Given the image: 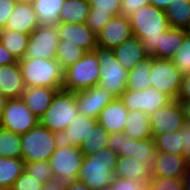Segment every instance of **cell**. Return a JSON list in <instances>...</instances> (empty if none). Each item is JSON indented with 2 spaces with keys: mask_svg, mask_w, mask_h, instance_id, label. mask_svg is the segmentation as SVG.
I'll use <instances>...</instances> for the list:
<instances>
[{
  "mask_svg": "<svg viewBox=\"0 0 190 190\" xmlns=\"http://www.w3.org/2000/svg\"><path fill=\"white\" fill-rule=\"evenodd\" d=\"M18 63L26 87L62 88L64 71L56 59L23 58Z\"/></svg>",
  "mask_w": 190,
  "mask_h": 190,
  "instance_id": "3",
  "label": "cell"
},
{
  "mask_svg": "<svg viewBox=\"0 0 190 190\" xmlns=\"http://www.w3.org/2000/svg\"><path fill=\"white\" fill-rule=\"evenodd\" d=\"M24 172L29 176H34L35 179H38L43 184L55 177L49 160L25 163Z\"/></svg>",
  "mask_w": 190,
  "mask_h": 190,
  "instance_id": "38",
  "label": "cell"
},
{
  "mask_svg": "<svg viewBox=\"0 0 190 190\" xmlns=\"http://www.w3.org/2000/svg\"><path fill=\"white\" fill-rule=\"evenodd\" d=\"M183 190H190V164H187L185 173L182 177Z\"/></svg>",
  "mask_w": 190,
  "mask_h": 190,
  "instance_id": "52",
  "label": "cell"
},
{
  "mask_svg": "<svg viewBox=\"0 0 190 190\" xmlns=\"http://www.w3.org/2000/svg\"><path fill=\"white\" fill-rule=\"evenodd\" d=\"M113 50L115 52V58L127 71L132 70L140 60L150 55L142 45L141 40L134 35Z\"/></svg>",
  "mask_w": 190,
  "mask_h": 190,
  "instance_id": "23",
  "label": "cell"
},
{
  "mask_svg": "<svg viewBox=\"0 0 190 190\" xmlns=\"http://www.w3.org/2000/svg\"><path fill=\"white\" fill-rule=\"evenodd\" d=\"M82 160L83 154L79 146H69L57 147L50 156L49 162L55 177L71 182L77 180Z\"/></svg>",
  "mask_w": 190,
  "mask_h": 190,
  "instance_id": "12",
  "label": "cell"
},
{
  "mask_svg": "<svg viewBox=\"0 0 190 190\" xmlns=\"http://www.w3.org/2000/svg\"><path fill=\"white\" fill-rule=\"evenodd\" d=\"M150 4L149 0H121V15L129 17L142 6Z\"/></svg>",
  "mask_w": 190,
  "mask_h": 190,
  "instance_id": "45",
  "label": "cell"
},
{
  "mask_svg": "<svg viewBox=\"0 0 190 190\" xmlns=\"http://www.w3.org/2000/svg\"><path fill=\"white\" fill-rule=\"evenodd\" d=\"M111 185L114 190H149L150 177H145L137 181L121 177H113Z\"/></svg>",
  "mask_w": 190,
  "mask_h": 190,
  "instance_id": "41",
  "label": "cell"
},
{
  "mask_svg": "<svg viewBox=\"0 0 190 190\" xmlns=\"http://www.w3.org/2000/svg\"><path fill=\"white\" fill-rule=\"evenodd\" d=\"M17 59L0 42V66L17 63Z\"/></svg>",
  "mask_w": 190,
  "mask_h": 190,
  "instance_id": "50",
  "label": "cell"
},
{
  "mask_svg": "<svg viewBox=\"0 0 190 190\" xmlns=\"http://www.w3.org/2000/svg\"><path fill=\"white\" fill-rule=\"evenodd\" d=\"M90 7L88 0H65L58 23H86Z\"/></svg>",
  "mask_w": 190,
  "mask_h": 190,
  "instance_id": "28",
  "label": "cell"
},
{
  "mask_svg": "<svg viewBox=\"0 0 190 190\" xmlns=\"http://www.w3.org/2000/svg\"><path fill=\"white\" fill-rule=\"evenodd\" d=\"M0 42L17 59V61H20L26 55L29 44V35L10 29H1Z\"/></svg>",
  "mask_w": 190,
  "mask_h": 190,
  "instance_id": "31",
  "label": "cell"
},
{
  "mask_svg": "<svg viewBox=\"0 0 190 190\" xmlns=\"http://www.w3.org/2000/svg\"><path fill=\"white\" fill-rule=\"evenodd\" d=\"M132 34L129 17L113 16L97 35L98 46L114 49L129 39Z\"/></svg>",
  "mask_w": 190,
  "mask_h": 190,
  "instance_id": "17",
  "label": "cell"
},
{
  "mask_svg": "<svg viewBox=\"0 0 190 190\" xmlns=\"http://www.w3.org/2000/svg\"><path fill=\"white\" fill-rule=\"evenodd\" d=\"M180 104L183 109L185 123L190 124V101H180Z\"/></svg>",
  "mask_w": 190,
  "mask_h": 190,
  "instance_id": "53",
  "label": "cell"
},
{
  "mask_svg": "<svg viewBox=\"0 0 190 190\" xmlns=\"http://www.w3.org/2000/svg\"><path fill=\"white\" fill-rule=\"evenodd\" d=\"M114 177L137 181L145 177H151V174L150 169L139 159L129 156H119Z\"/></svg>",
  "mask_w": 190,
  "mask_h": 190,
  "instance_id": "27",
  "label": "cell"
},
{
  "mask_svg": "<svg viewBox=\"0 0 190 190\" xmlns=\"http://www.w3.org/2000/svg\"><path fill=\"white\" fill-rule=\"evenodd\" d=\"M178 101H190V74L183 76Z\"/></svg>",
  "mask_w": 190,
  "mask_h": 190,
  "instance_id": "48",
  "label": "cell"
},
{
  "mask_svg": "<svg viewBox=\"0 0 190 190\" xmlns=\"http://www.w3.org/2000/svg\"><path fill=\"white\" fill-rule=\"evenodd\" d=\"M154 141L157 151L182 155L184 142L180 130L156 135Z\"/></svg>",
  "mask_w": 190,
  "mask_h": 190,
  "instance_id": "36",
  "label": "cell"
},
{
  "mask_svg": "<svg viewBox=\"0 0 190 190\" xmlns=\"http://www.w3.org/2000/svg\"><path fill=\"white\" fill-rule=\"evenodd\" d=\"M116 97L99 85L76 92L78 113L98 119L101 110Z\"/></svg>",
  "mask_w": 190,
  "mask_h": 190,
  "instance_id": "15",
  "label": "cell"
},
{
  "mask_svg": "<svg viewBox=\"0 0 190 190\" xmlns=\"http://www.w3.org/2000/svg\"><path fill=\"white\" fill-rule=\"evenodd\" d=\"M91 7L96 11L110 12L113 16L121 15V0H88Z\"/></svg>",
  "mask_w": 190,
  "mask_h": 190,
  "instance_id": "44",
  "label": "cell"
},
{
  "mask_svg": "<svg viewBox=\"0 0 190 190\" xmlns=\"http://www.w3.org/2000/svg\"><path fill=\"white\" fill-rule=\"evenodd\" d=\"M25 88L18 62L0 66V93L6 99L21 98Z\"/></svg>",
  "mask_w": 190,
  "mask_h": 190,
  "instance_id": "21",
  "label": "cell"
},
{
  "mask_svg": "<svg viewBox=\"0 0 190 190\" xmlns=\"http://www.w3.org/2000/svg\"><path fill=\"white\" fill-rule=\"evenodd\" d=\"M96 190H114L113 186L111 184L103 186L102 188L96 189Z\"/></svg>",
  "mask_w": 190,
  "mask_h": 190,
  "instance_id": "56",
  "label": "cell"
},
{
  "mask_svg": "<svg viewBox=\"0 0 190 190\" xmlns=\"http://www.w3.org/2000/svg\"><path fill=\"white\" fill-rule=\"evenodd\" d=\"M113 15L110 12L96 11V7H90L89 15L86 20V25L96 34L112 19Z\"/></svg>",
  "mask_w": 190,
  "mask_h": 190,
  "instance_id": "40",
  "label": "cell"
},
{
  "mask_svg": "<svg viewBox=\"0 0 190 190\" xmlns=\"http://www.w3.org/2000/svg\"><path fill=\"white\" fill-rule=\"evenodd\" d=\"M67 183L68 182L61 180L60 178L53 177L51 180L43 184L41 190H65Z\"/></svg>",
  "mask_w": 190,
  "mask_h": 190,
  "instance_id": "49",
  "label": "cell"
},
{
  "mask_svg": "<svg viewBox=\"0 0 190 190\" xmlns=\"http://www.w3.org/2000/svg\"><path fill=\"white\" fill-rule=\"evenodd\" d=\"M110 133L98 121L90 129L89 134L79 146L83 156L93 155L109 146Z\"/></svg>",
  "mask_w": 190,
  "mask_h": 190,
  "instance_id": "30",
  "label": "cell"
},
{
  "mask_svg": "<svg viewBox=\"0 0 190 190\" xmlns=\"http://www.w3.org/2000/svg\"><path fill=\"white\" fill-rule=\"evenodd\" d=\"M149 116L153 138L165 132L178 131L185 124L183 109L178 100H172Z\"/></svg>",
  "mask_w": 190,
  "mask_h": 190,
  "instance_id": "14",
  "label": "cell"
},
{
  "mask_svg": "<svg viewBox=\"0 0 190 190\" xmlns=\"http://www.w3.org/2000/svg\"><path fill=\"white\" fill-rule=\"evenodd\" d=\"M39 124V118L36 117L21 98L7 99L4 110L1 127L15 134H25Z\"/></svg>",
  "mask_w": 190,
  "mask_h": 190,
  "instance_id": "10",
  "label": "cell"
},
{
  "mask_svg": "<svg viewBox=\"0 0 190 190\" xmlns=\"http://www.w3.org/2000/svg\"><path fill=\"white\" fill-rule=\"evenodd\" d=\"M65 0H34L33 7L37 13L40 26L58 24L61 7Z\"/></svg>",
  "mask_w": 190,
  "mask_h": 190,
  "instance_id": "33",
  "label": "cell"
},
{
  "mask_svg": "<svg viewBox=\"0 0 190 190\" xmlns=\"http://www.w3.org/2000/svg\"><path fill=\"white\" fill-rule=\"evenodd\" d=\"M16 3H30L33 4L34 0H14Z\"/></svg>",
  "mask_w": 190,
  "mask_h": 190,
  "instance_id": "57",
  "label": "cell"
},
{
  "mask_svg": "<svg viewBox=\"0 0 190 190\" xmlns=\"http://www.w3.org/2000/svg\"><path fill=\"white\" fill-rule=\"evenodd\" d=\"M60 40L77 44L86 52L98 46L97 35L85 23H58Z\"/></svg>",
  "mask_w": 190,
  "mask_h": 190,
  "instance_id": "18",
  "label": "cell"
},
{
  "mask_svg": "<svg viewBox=\"0 0 190 190\" xmlns=\"http://www.w3.org/2000/svg\"><path fill=\"white\" fill-rule=\"evenodd\" d=\"M184 30H185L186 35H187L188 37H190V21H189L187 27H186Z\"/></svg>",
  "mask_w": 190,
  "mask_h": 190,
  "instance_id": "58",
  "label": "cell"
},
{
  "mask_svg": "<svg viewBox=\"0 0 190 190\" xmlns=\"http://www.w3.org/2000/svg\"><path fill=\"white\" fill-rule=\"evenodd\" d=\"M124 133L131 139L152 138L150 116L140 110L128 111Z\"/></svg>",
  "mask_w": 190,
  "mask_h": 190,
  "instance_id": "26",
  "label": "cell"
},
{
  "mask_svg": "<svg viewBox=\"0 0 190 190\" xmlns=\"http://www.w3.org/2000/svg\"><path fill=\"white\" fill-rule=\"evenodd\" d=\"M63 88L26 87L21 99L30 109L32 114L40 118L52 104L56 93Z\"/></svg>",
  "mask_w": 190,
  "mask_h": 190,
  "instance_id": "22",
  "label": "cell"
},
{
  "mask_svg": "<svg viewBox=\"0 0 190 190\" xmlns=\"http://www.w3.org/2000/svg\"><path fill=\"white\" fill-rule=\"evenodd\" d=\"M96 122L97 119L78 113L65 130L54 133L56 147L80 146Z\"/></svg>",
  "mask_w": 190,
  "mask_h": 190,
  "instance_id": "16",
  "label": "cell"
},
{
  "mask_svg": "<svg viewBox=\"0 0 190 190\" xmlns=\"http://www.w3.org/2000/svg\"><path fill=\"white\" fill-rule=\"evenodd\" d=\"M164 13L170 28L185 29L190 21V0H173Z\"/></svg>",
  "mask_w": 190,
  "mask_h": 190,
  "instance_id": "34",
  "label": "cell"
},
{
  "mask_svg": "<svg viewBox=\"0 0 190 190\" xmlns=\"http://www.w3.org/2000/svg\"><path fill=\"white\" fill-rule=\"evenodd\" d=\"M120 99L128 111L140 110L147 115L154 113L157 109L172 101L167 95L153 87L141 91L125 89Z\"/></svg>",
  "mask_w": 190,
  "mask_h": 190,
  "instance_id": "13",
  "label": "cell"
},
{
  "mask_svg": "<svg viewBox=\"0 0 190 190\" xmlns=\"http://www.w3.org/2000/svg\"><path fill=\"white\" fill-rule=\"evenodd\" d=\"M0 156L21 158V135L0 126Z\"/></svg>",
  "mask_w": 190,
  "mask_h": 190,
  "instance_id": "37",
  "label": "cell"
},
{
  "mask_svg": "<svg viewBox=\"0 0 190 190\" xmlns=\"http://www.w3.org/2000/svg\"><path fill=\"white\" fill-rule=\"evenodd\" d=\"M128 110L120 98H115L102 110L97 121L104 126L109 133L124 132Z\"/></svg>",
  "mask_w": 190,
  "mask_h": 190,
  "instance_id": "24",
  "label": "cell"
},
{
  "mask_svg": "<svg viewBox=\"0 0 190 190\" xmlns=\"http://www.w3.org/2000/svg\"><path fill=\"white\" fill-rule=\"evenodd\" d=\"M85 53L86 51L77 44H72L68 40H59L56 60L64 71L79 61Z\"/></svg>",
  "mask_w": 190,
  "mask_h": 190,
  "instance_id": "35",
  "label": "cell"
},
{
  "mask_svg": "<svg viewBox=\"0 0 190 190\" xmlns=\"http://www.w3.org/2000/svg\"><path fill=\"white\" fill-rule=\"evenodd\" d=\"M100 78L99 63L94 51L84 56L63 72V86L67 91L77 92L98 85Z\"/></svg>",
  "mask_w": 190,
  "mask_h": 190,
  "instance_id": "6",
  "label": "cell"
},
{
  "mask_svg": "<svg viewBox=\"0 0 190 190\" xmlns=\"http://www.w3.org/2000/svg\"><path fill=\"white\" fill-rule=\"evenodd\" d=\"M186 160L182 155L157 151L154 166L150 170L151 177L182 178L186 170Z\"/></svg>",
  "mask_w": 190,
  "mask_h": 190,
  "instance_id": "19",
  "label": "cell"
},
{
  "mask_svg": "<svg viewBox=\"0 0 190 190\" xmlns=\"http://www.w3.org/2000/svg\"><path fill=\"white\" fill-rule=\"evenodd\" d=\"M186 36L184 29L169 28L160 36L158 47L151 56L159 59L172 60L183 44Z\"/></svg>",
  "mask_w": 190,
  "mask_h": 190,
  "instance_id": "25",
  "label": "cell"
},
{
  "mask_svg": "<svg viewBox=\"0 0 190 190\" xmlns=\"http://www.w3.org/2000/svg\"><path fill=\"white\" fill-rule=\"evenodd\" d=\"M180 132L182 134V140L184 142L182 156L185 158L186 163L190 164V124L185 123L181 127Z\"/></svg>",
  "mask_w": 190,
  "mask_h": 190,
  "instance_id": "47",
  "label": "cell"
},
{
  "mask_svg": "<svg viewBox=\"0 0 190 190\" xmlns=\"http://www.w3.org/2000/svg\"><path fill=\"white\" fill-rule=\"evenodd\" d=\"M39 26V19L33 4L16 3L4 29L30 35Z\"/></svg>",
  "mask_w": 190,
  "mask_h": 190,
  "instance_id": "20",
  "label": "cell"
},
{
  "mask_svg": "<svg viewBox=\"0 0 190 190\" xmlns=\"http://www.w3.org/2000/svg\"><path fill=\"white\" fill-rule=\"evenodd\" d=\"M25 162L22 158H5L0 156V190H10L16 179L24 172Z\"/></svg>",
  "mask_w": 190,
  "mask_h": 190,
  "instance_id": "32",
  "label": "cell"
},
{
  "mask_svg": "<svg viewBox=\"0 0 190 190\" xmlns=\"http://www.w3.org/2000/svg\"><path fill=\"white\" fill-rule=\"evenodd\" d=\"M56 148L54 132L40 124L21 135V158L25 163L47 161Z\"/></svg>",
  "mask_w": 190,
  "mask_h": 190,
  "instance_id": "7",
  "label": "cell"
},
{
  "mask_svg": "<svg viewBox=\"0 0 190 190\" xmlns=\"http://www.w3.org/2000/svg\"><path fill=\"white\" fill-rule=\"evenodd\" d=\"M6 98L0 93V126L3 118V110L6 103Z\"/></svg>",
  "mask_w": 190,
  "mask_h": 190,
  "instance_id": "55",
  "label": "cell"
},
{
  "mask_svg": "<svg viewBox=\"0 0 190 190\" xmlns=\"http://www.w3.org/2000/svg\"><path fill=\"white\" fill-rule=\"evenodd\" d=\"M172 61L183 76L190 74V37L184 38L183 44Z\"/></svg>",
  "mask_w": 190,
  "mask_h": 190,
  "instance_id": "39",
  "label": "cell"
},
{
  "mask_svg": "<svg viewBox=\"0 0 190 190\" xmlns=\"http://www.w3.org/2000/svg\"><path fill=\"white\" fill-rule=\"evenodd\" d=\"M149 78L151 79V87L167 95L171 100H177L183 75L172 60L153 57Z\"/></svg>",
  "mask_w": 190,
  "mask_h": 190,
  "instance_id": "9",
  "label": "cell"
},
{
  "mask_svg": "<svg viewBox=\"0 0 190 190\" xmlns=\"http://www.w3.org/2000/svg\"><path fill=\"white\" fill-rule=\"evenodd\" d=\"M43 183L23 172L15 181L10 190H41Z\"/></svg>",
  "mask_w": 190,
  "mask_h": 190,
  "instance_id": "43",
  "label": "cell"
},
{
  "mask_svg": "<svg viewBox=\"0 0 190 190\" xmlns=\"http://www.w3.org/2000/svg\"><path fill=\"white\" fill-rule=\"evenodd\" d=\"M153 57L149 55L130 71L126 82V89L141 91L151 87V79L149 78L152 69Z\"/></svg>",
  "mask_w": 190,
  "mask_h": 190,
  "instance_id": "29",
  "label": "cell"
},
{
  "mask_svg": "<svg viewBox=\"0 0 190 190\" xmlns=\"http://www.w3.org/2000/svg\"><path fill=\"white\" fill-rule=\"evenodd\" d=\"M118 157L109 147L93 155L83 156L77 179L92 190L111 184Z\"/></svg>",
  "mask_w": 190,
  "mask_h": 190,
  "instance_id": "2",
  "label": "cell"
},
{
  "mask_svg": "<svg viewBox=\"0 0 190 190\" xmlns=\"http://www.w3.org/2000/svg\"><path fill=\"white\" fill-rule=\"evenodd\" d=\"M15 5L14 0H0V30L4 29Z\"/></svg>",
  "mask_w": 190,
  "mask_h": 190,
  "instance_id": "46",
  "label": "cell"
},
{
  "mask_svg": "<svg viewBox=\"0 0 190 190\" xmlns=\"http://www.w3.org/2000/svg\"><path fill=\"white\" fill-rule=\"evenodd\" d=\"M99 63L100 78L98 85L120 98L126 89L128 71L115 58L113 49L97 46L94 50Z\"/></svg>",
  "mask_w": 190,
  "mask_h": 190,
  "instance_id": "4",
  "label": "cell"
},
{
  "mask_svg": "<svg viewBox=\"0 0 190 190\" xmlns=\"http://www.w3.org/2000/svg\"><path fill=\"white\" fill-rule=\"evenodd\" d=\"M59 40L57 25H39L29 35V44L24 58L56 59Z\"/></svg>",
  "mask_w": 190,
  "mask_h": 190,
  "instance_id": "11",
  "label": "cell"
},
{
  "mask_svg": "<svg viewBox=\"0 0 190 190\" xmlns=\"http://www.w3.org/2000/svg\"><path fill=\"white\" fill-rule=\"evenodd\" d=\"M119 156L135 157L151 170L154 166L157 148L154 138L145 140L131 139L124 132L110 133L109 146Z\"/></svg>",
  "mask_w": 190,
  "mask_h": 190,
  "instance_id": "8",
  "label": "cell"
},
{
  "mask_svg": "<svg viewBox=\"0 0 190 190\" xmlns=\"http://www.w3.org/2000/svg\"><path fill=\"white\" fill-rule=\"evenodd\" d=\"M149 190H183L182 178L150 177Z\"/></svg>",
  "mask_w": 190,
  "mask_h": 190,
  "instance_id": "42",
  "label": "cell"
},
{
  "mask_svg": "<svg viewBox=\"0 0 190 190\" xmlns=\"http://www.w3.org/2000/svg\"><path fill=\"white\" fill-rule=\"evenodd\" d=\"M173 0H149L150 4L164 10Z\"/></svg>",
  "mask_w": 190,
  "mask_h": 190,
  "instance_id": "54",
  "label": "cell"
},
{
  "mask_svg": "<svg viewBox=\"0 0 190 190\" xmlns=\"http://www.w3.org/2000/svg\"><path fill=\"white\" fill-rule=\"evenodd\" d=\"M77 115L76 92L61 89L39 118V124L55 133L65 130Z\"/></svg>",
  "mask_w": 190,
  "mask_h": 190,
  "instance_id": "5",
  "label": "cell"
},
{
  "mask_svg": "<svg viewBox=\"0 0 190 190\" xmlns=\"http://www.w3.org/2000/svg\"><path fill=\"white\" fill-rule=\"evenodd\" d=\"M132 34L137 36L151 55L158 47V40L170 28L164 10L148 4L129 16Z\"/></svg>",
  "mask_w": 190,
  "mask_h": 190,
  "instance_id": "1",
  "label": "cell"
},
{
  "mask_svg": "<svg viewBox=\"0 0 190 190\" xmlns=\"http://www.w3.org/2000/svg\"><path fill=\"white\" fill-rule=\"evenodd\" d=\"M65 190H92V189H90L86 184L77 179L68 182Z\"/></svg>",
  "mask_w": 190,
  "mask_h": 190,
  "instance_id": "51",
  "label": "cell"
}]
</instances>
